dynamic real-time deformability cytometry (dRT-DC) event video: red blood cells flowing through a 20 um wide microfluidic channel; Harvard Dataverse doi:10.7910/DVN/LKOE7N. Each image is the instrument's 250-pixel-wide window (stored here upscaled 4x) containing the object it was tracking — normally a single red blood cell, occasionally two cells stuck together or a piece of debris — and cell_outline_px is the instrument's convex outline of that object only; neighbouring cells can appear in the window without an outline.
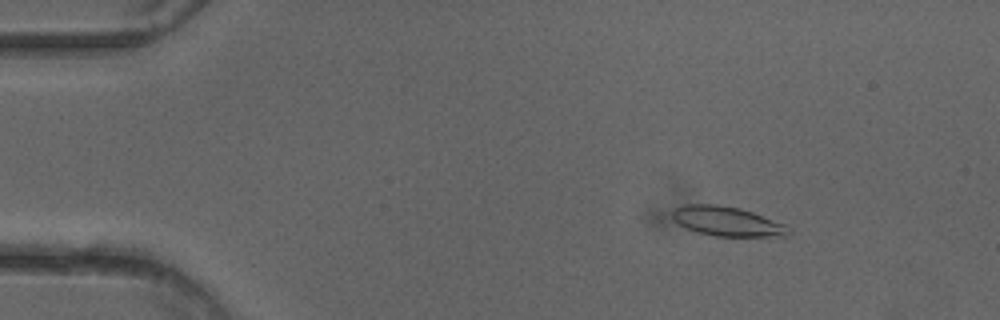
{"species": "common noctule bat (a hibernating species)", "species_latin": "Nyctalus noctula", "temperature_condition": "cold", "stored_images_in_passage": 13, "camera_frame_rate_fps": 3000, "um_per_image_px": 0.085, "animal": {"sex": "female"}, "frame": {"image": 1, "passage_image": 4, "time_ms": 1.0, "image_size_px": [1000, 320], "cell_outline_px": [[792, 236], [716, 236], [696, 232], [680, 224], [672, 216], [672, 208], [688, 204], [716, 204], [740, 208], [752, 212], [784, 224], [792, 232]], "centroid_in_image_um": [61.82, 18.81], "position_along_channel_um": 23.2, "area_um2": 19.88}}